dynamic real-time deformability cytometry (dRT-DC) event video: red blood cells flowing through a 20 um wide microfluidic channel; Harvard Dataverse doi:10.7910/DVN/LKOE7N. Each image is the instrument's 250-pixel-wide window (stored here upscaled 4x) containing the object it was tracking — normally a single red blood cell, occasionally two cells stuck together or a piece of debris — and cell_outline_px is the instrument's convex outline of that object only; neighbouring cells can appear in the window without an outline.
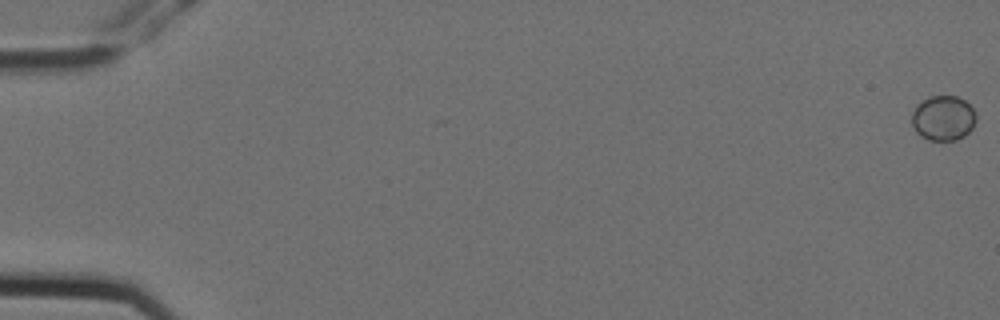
{"species": "Egyptian fruit bat (a non-hibernating species)", "species_latin": "Rousettus aegyptiacus", "temperature_condition": "cold", "stored_images_in_passage": 4, "camera_frame_rate_fps": 3000, "um_per_image_px": 0.085, "animal": {"sex": "female"}, "frame": {"image": 1, "passage_image": 1, "time_ms": 0.0, "image_size_px": [1000, 320], "cell_outline_px": [[976, 120], [972, 128], [964, 136], [956, 140], [928, 140], [920, 136], [912, 128], [912, 112], [916, 104], [928, 96], [956, 96], [964, 100], [976, 112]], "centroid_in_image_um": [80.15, 10.04], "position_along_channel_um": 4.9, "area_um2": 17.05}}
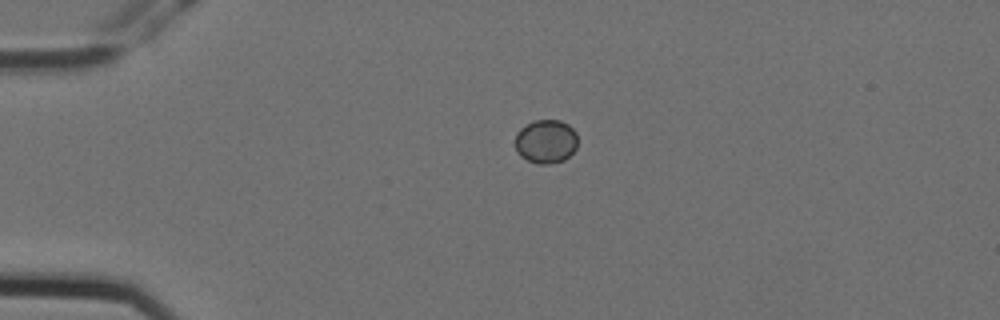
{"frame": {"image": 2, "passage_image": 3, "time_ms": 0.667, "image_size_px": [1000, 320], "cell_outline_px": [[576, 148], [564, 160], [548, 164], [536, 164], [520, 156], [516, 152], [516, 132], [520, 128], [536, 120], [560, 120], [568, 124], [576, 132]], "centroid_in_image_um": [46.39, 12.02], "position_along_channel_um": 38.6, "area_um2": 15.9}}